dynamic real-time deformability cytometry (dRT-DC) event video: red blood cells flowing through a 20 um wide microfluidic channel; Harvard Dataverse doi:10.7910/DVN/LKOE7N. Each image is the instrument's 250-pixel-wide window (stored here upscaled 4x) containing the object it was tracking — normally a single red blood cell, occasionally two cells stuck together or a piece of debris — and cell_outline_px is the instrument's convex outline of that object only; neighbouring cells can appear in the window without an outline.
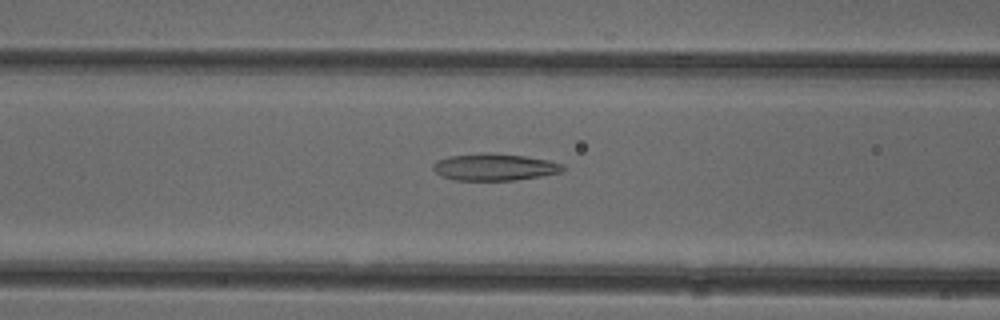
{"species": "common noctule bat (a hibernating species)", "species_latin": "Nyctalus noctula", "temperature_condition": "cold", "stored_images_in_passage": 52, "camera_frame_rate_fps": 3000, "um_per_image_px": 0.085, "animal": {"sex": "female"}, "frame": {"image": 1, "passage_image": 21, "time_ms": 6.667, "image_size_px": [1000, 320], "cell_outline_px": [[564, 172], [516, 180], [456, 180], [440, 176], [432, 168], [432, 164], [436, 160], [448, 156], [484, 152], [524, 156], [548, 160], [564, 164]], "centroid_in_image_um": [42.01, 14.2], "position_along_channel_um": 124.6, "area_um2": 20.52}}
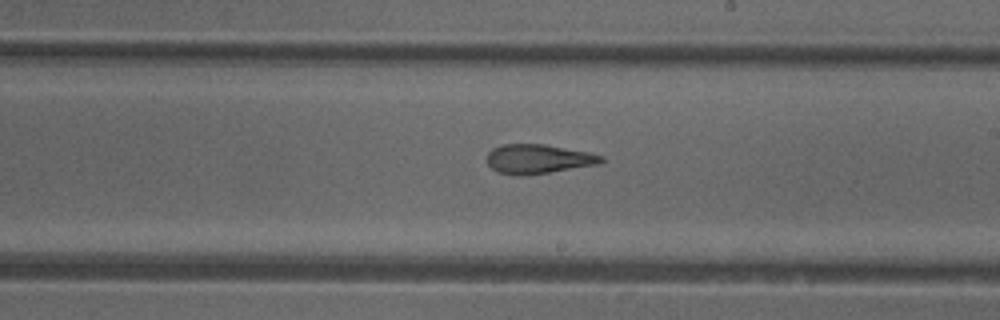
{"frame": {"image": 2, "passage_image": 30, "time_ms": 9.667, "image_size_px": [1000, 320], "cell_outline_px": [[604, 160], [600, 164], [548, 172], [520, 176], [516, 176], [496, 172], [488, 164], [488, 152], [492, 148], [504, 144], [544, 144], [588, 152], [604, 156]], "centroid_in_image_um": [45.74, 13.51], "position_along_channel_um": 243.3, "area_um2": 19.48}}
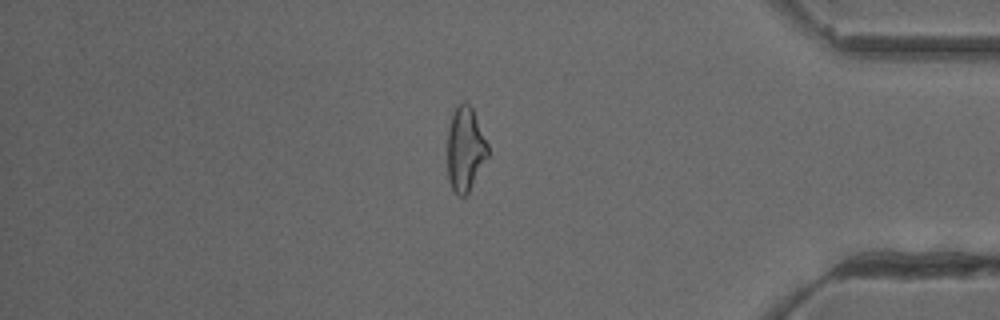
{"frame": {"image": 3, "passage_image": 44, "time_ms": 14.333, "image_size_px": [1000, 320], "cell_outline_px": [[488, 156], [468, 192], [464, 196], [460, 196], [452, 192], [448, 180], [448, 128], [452, 112], [456, 104], [464, 100], [472, 108], [488, 144]], "centroid_in_image_um": [39.52, 12.65], "position_along_channel_um": 395.7, "area_um2": 19.94}, "authors_computed_cell_mechanics": {"area_um2": 21.2704, "velocity_mm_per_s": 3.9578, "shape_relaxation_time_tau1_ms": null, "shape_relaxation_time_tau2_ms": 2.4236, "deformation_change_tau1": null, "deformation_change_tau2": 0.1101}}